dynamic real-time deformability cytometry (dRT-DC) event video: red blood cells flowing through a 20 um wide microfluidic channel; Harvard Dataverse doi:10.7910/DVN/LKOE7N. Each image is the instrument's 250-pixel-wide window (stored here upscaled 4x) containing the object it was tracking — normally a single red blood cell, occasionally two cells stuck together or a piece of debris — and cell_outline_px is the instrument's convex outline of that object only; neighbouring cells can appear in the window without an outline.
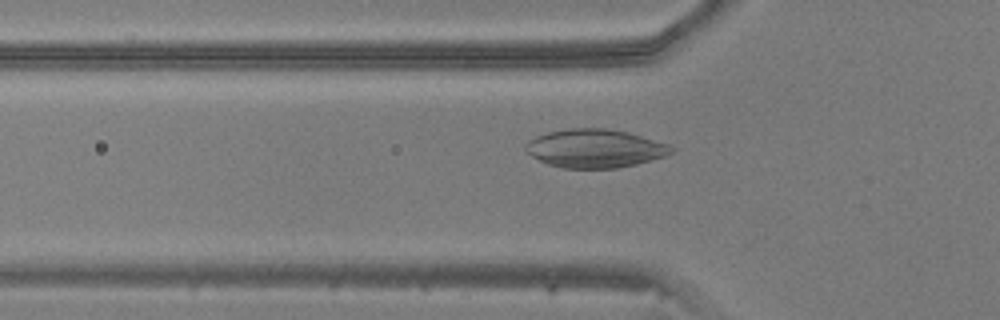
{"species": "common noctule bat (a hibernating species)", "species_latin": "Nyctalus noctula", "temperature_condition": "warm", "stored_images_in_passage": 48, "camera_frame_rate_fps": 3000, "um_per_image_px": 0.085, "animal": {"sex": "male", "body_mass_g": 20.5, "forearm_length_mm": 52.5}, "frame": {"image": 1, "passage_image": 16, "time_ms": 5.0, "image_size_px": [1000, 320], "cell_outline_px": [[676, 148], [672, 152], [664, 156], [652, 160], [636, 164], [616, 168], [560, 168], [548, 164], [532, 156], [524, 148], [524, 144], [528, 140], [536, 136], [548, 132], [568, 128], [604, 128], [628, 132], [668, 144]], "centroid_in_image_um": [50.55, 12.61], "position_along_channel_um": 75.2, "area_um2": 32.66}}
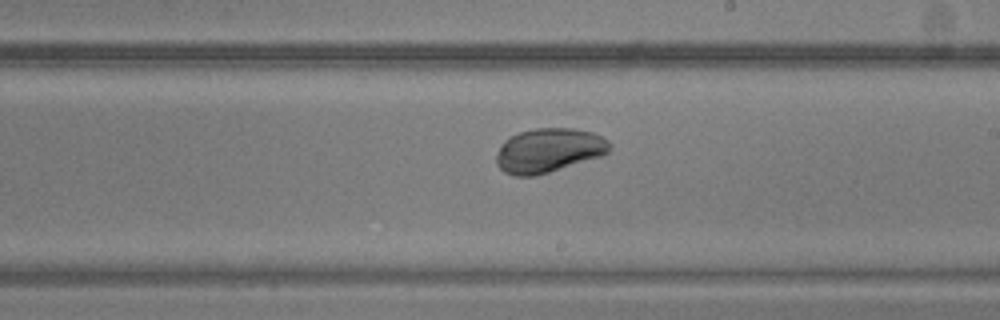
{"frame": {"image": 2, "passage_image": 28, "time_ms": 9.0, "image_size_px": [1000, 320], "cell_outline_px": [[612, 148], [608, 152], [600, 156], [536, 176], [512, 176], [504, 172], [496, 164], [496, 156], [504, 140], [508, 136], [520, 132], [536, 128], [572, 128], [592, 132], [608, 140], [612, 144]], "centroid_in_image_um": [46.62, 12.78], "position_along_channel_um": 242.4, "area_um2": 29.19}}
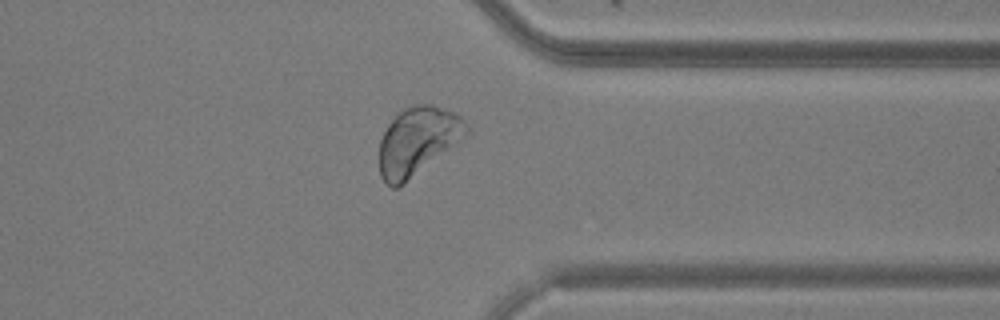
{"frame": {"image": 3, "passage_image": 38, "time_ms": 12.333, "image_size_px": [1000, 320], "cell_outline_px": [[468, 132], [456, 144], [400, 188], [392, 188], [380, 176], [380, 140], [388, 124], [404, 108], [412, 104], [432, 104], [452, 112], [460, 116], [464, 120], [468, 128]], "centroid_in_image_um": [35.48, 12.01], "position_along_channel_um": 375.9, "area_um2": 34.39}}